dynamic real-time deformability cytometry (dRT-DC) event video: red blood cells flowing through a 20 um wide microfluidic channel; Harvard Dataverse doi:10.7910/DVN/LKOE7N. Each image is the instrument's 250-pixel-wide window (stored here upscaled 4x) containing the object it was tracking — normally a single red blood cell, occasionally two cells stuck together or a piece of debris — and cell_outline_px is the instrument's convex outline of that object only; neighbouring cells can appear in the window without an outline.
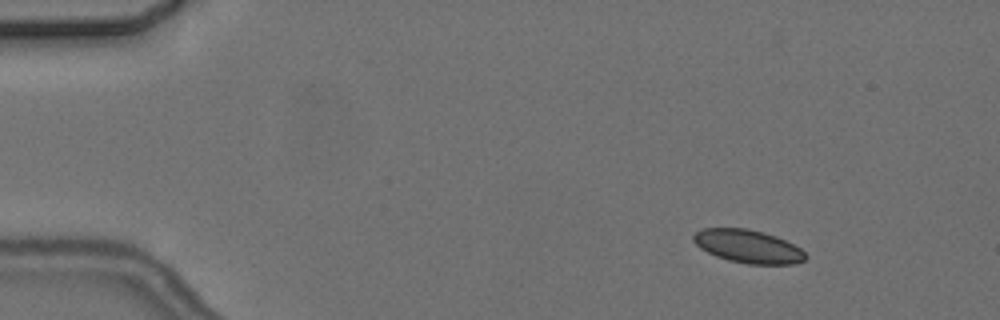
{"species": "common noctule bat (a hibernating species)", "species_latin": "Nyctalus noctula", "temperature_condition": "cold", "stored_images_in_passage": 5, "camera_frame_rate_fps": 3000, "um_per_image_px": 0.085, "animal": {"sex": "female", "body_mass_g": 24.6, "forearm_length_mm": 56.2}, "frame": {"image": 1, "passage_image": 1, "time_ms": 0.0, "image_size_px": [1000, 320], "cell_outline_px": [[808, 256], [804, 260], [796, 264], [748, 264], [728, 260], [716, 256], [700, 248], [692, 240], [692, 236], [696, 232], [704, 228], [748, 228], [764, 232], [776, 236], [800, 248]], "centroid_in_image_um": [63.58, 20.94], "position_along_channel_um": 21.4, "area_um2": 21.68}}
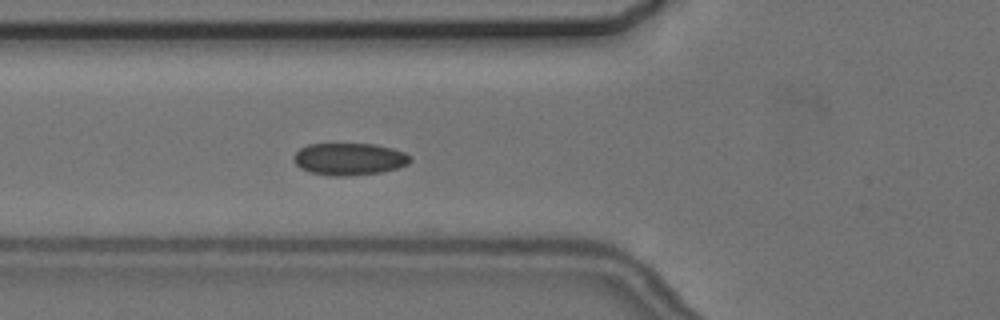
{"frame": {"image": 2, "passage_image": 5, "time_ms": 4.667, "image_size_px": [1000, 320], "cell_outline_px": [[412, 160], [408, 164], [396, 168], [380, 172], [344, 176], [328, 176], [312, 172], [300, 168], [292, 160], [292, 156], [300, 148], [308, 144], [376, 144], [392, 148], [404, 152], [412, 156]], "centroid_in_image_um": [29.68, 13.51], "position_along_channel_um": 96.1, "area_um2": 21.91}}